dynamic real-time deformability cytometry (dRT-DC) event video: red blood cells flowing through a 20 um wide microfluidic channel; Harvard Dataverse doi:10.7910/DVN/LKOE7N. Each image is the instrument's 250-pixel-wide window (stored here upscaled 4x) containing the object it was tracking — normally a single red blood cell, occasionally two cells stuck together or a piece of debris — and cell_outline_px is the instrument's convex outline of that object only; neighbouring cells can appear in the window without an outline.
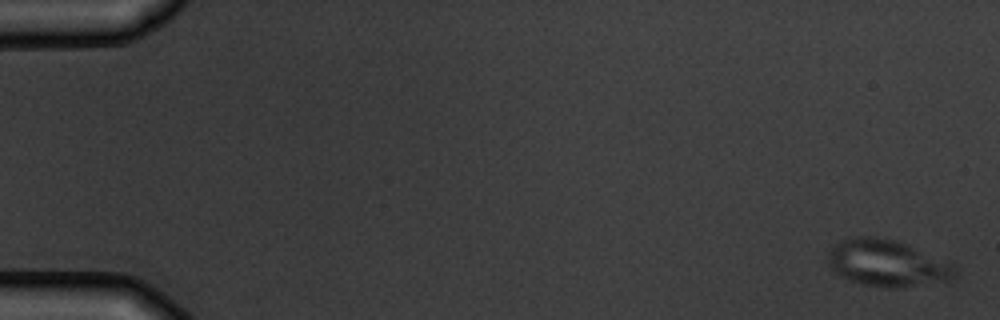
{"species": "common noctule bat (a hibernating species)", "species_latin": "Nyctalus noctula", "temperature_condition": "warm", "stored_images_in_passage": 2, "camera_frame_rate_fps": 3000, "um_per_image_px": 0.085, "animal": {"sex": "male", "body_mass_g": 19.5, "forearm_length_mm": 54.6}, "frame": {"image": 1, "passage_image": 2, "time_ms": 1.333, "image_size_px": [1000, 320], "cell_outline_px": [[960, 268], [956, 276], [948, 280], [896, 288], [888, 288], [864, 284], [840, 276], [828, 264], [828, 252], [836, 244], [844, 240], [856, 236], [872, 236], [896, 240], [908, 244], [952, 264]], "centroid_in_image_um": [75.43, 22.36], "position_along_channel_um": 9.6, "area_um2": 34.22}}